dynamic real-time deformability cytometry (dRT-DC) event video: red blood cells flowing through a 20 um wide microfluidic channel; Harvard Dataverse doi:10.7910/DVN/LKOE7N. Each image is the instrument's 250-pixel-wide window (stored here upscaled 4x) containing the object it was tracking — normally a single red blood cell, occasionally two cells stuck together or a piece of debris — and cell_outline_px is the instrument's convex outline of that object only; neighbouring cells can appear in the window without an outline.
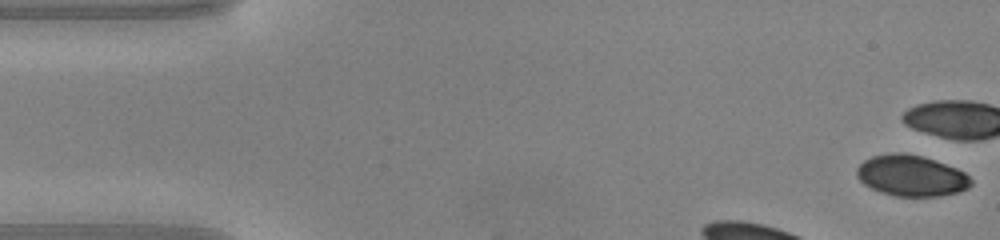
{"species": "common noctule bat (a hibernating species)", "species_latin": "Nyctalus noctula", "temperature_condition": "warm", "stored_images_in_passage": 8, "camera_frame_rate_fps": 3000, "um_per_image_px": 0.085, "animal": {"sex": "male", "body_mass_g": 20.0, "forearm_length_mm": 53.3}, "frame": {"image": 1, "passage_image": 1, "time_ms": 0.0, "image_size_px": [1000, 240], "cell_outline_px": [[972, 184], [968, 188], [960, 192], [940, 196], [892, 196], [880, 192], [864, 184], [856, 176], [856, 168], [864, 160], [872, 156], [892, 152], [904, 152], [924, 156], [956, 168], [964, 172], [972, 180]], "centroid_in_image_um": [77.45, 14.93], "position_along_channel_um": 7.5, "area_um2": 27.57}}